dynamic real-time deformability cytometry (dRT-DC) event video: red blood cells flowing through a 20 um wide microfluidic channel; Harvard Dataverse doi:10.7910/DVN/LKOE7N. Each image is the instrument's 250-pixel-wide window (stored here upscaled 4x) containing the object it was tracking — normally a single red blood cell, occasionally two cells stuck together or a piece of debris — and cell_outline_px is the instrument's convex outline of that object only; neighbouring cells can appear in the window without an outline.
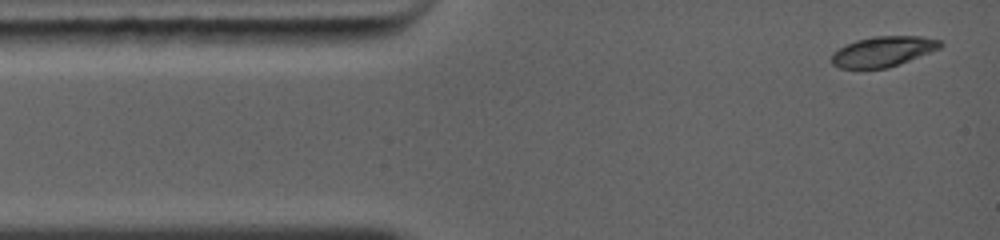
{"species": "common noctule bat (a hibernating species)", "species_latin": "Nyctalus noctula", "temperature_condition": "warm", "stored_images_in_passage": 32, "camera_frame_rate_fps": 5000, "um_per_image_px": 0.085, "animal": {"sex": "female", "body_mass_g": 19.0, "forearm_length_mm": 56.7}, "frame": {"image": 1, "passage_image": 1, "time_ms": 0.0, "image_size_px": [1000, 240], "cell_outline_px": [[944, 44], [940, 48], [896, 64], [884, 68], [840, 68], [832, 64], [832, 56], [840, 48], [856, 40], [876, 36], [920, 36], [940, 40]], "centroid_in_image_um": [75.07, 4.36], "position_along_channel_um": 9.9, "area_um2": 18.55}}
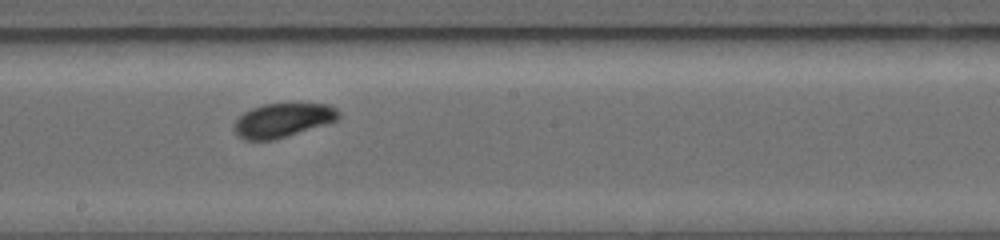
{"frame": {"image": 2, "passage_image": 14, "time_ms": 6.4, "image_size_px": [1000, 240], "cell_outline_px": [[340, 116], [336, 120], [272, 140], [244, 140], [236, 136], [236, 120], [244, 112], [252, 108], [264, 104], [328, 104], [336, 108], [340, 112]], "centroid_in_image_um": [24.02, 10.21], "position_along_channel_um": 224.2, "area_um2": 20.17}}
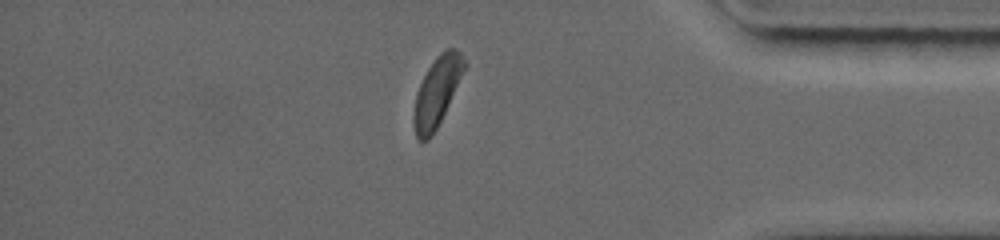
{"frame": {"image": 3, "passage_image": 28, "time_ms": 11.0, "image_size_px": [1000, 240], "cell_outline_px": [[468, 64], [432, 136], [428, 140], [420, 140], [416, 136], [412, 120], [412, 116], [416, 92], [428, 68], [436, 56], [440, 52], [448, 48], [456, 48], [460, 52]], "centroid_in_image_um": [37.13, 7.76], "position_along_channel_um": 398.1, "area_um2": 20.23}, "authors_computed_cell_mechanics": {"area_um2": 20.3167, "velocity_mm_per_s": 4.3231, "shape_relaxation_time_tau1_ms": 1.818, "shape_relaxation_time_tau2_ms": null, "deformation_change_tau1": 0.1162, "deformation_change_tau2": null}}